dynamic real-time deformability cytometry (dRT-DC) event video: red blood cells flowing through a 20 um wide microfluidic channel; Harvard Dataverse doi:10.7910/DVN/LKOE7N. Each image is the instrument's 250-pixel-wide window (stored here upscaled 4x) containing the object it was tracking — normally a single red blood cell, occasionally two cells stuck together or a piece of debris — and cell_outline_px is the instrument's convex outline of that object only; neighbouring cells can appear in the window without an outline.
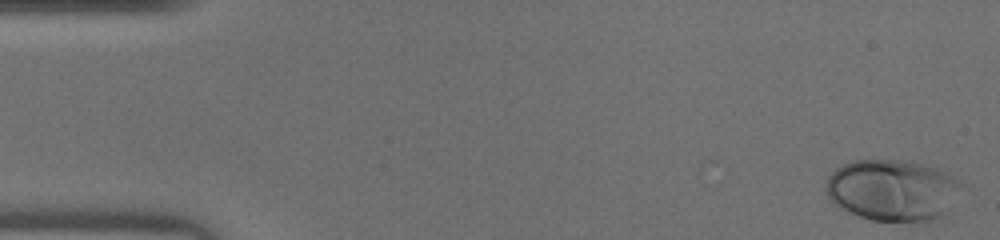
{"species": "human", "species_latin": "Homo sapiens", "temperature_condition": "warm", "stored_images_in_passage": 46, "camera_frame_rate_fps": 3000, "um_per_image_px": 0.085, "donor": {"sex": "male"}, "frame": {"image": 1, "passage_image": 1, "time_ms": 0.0, "image_size_px": [1000, 240], "cell_outline_px": [[960, 184], [944, 212], [928, 220], [872, 220], [860, 216], [840, 208], [832, 204], [824, 188], [828, 176], [836, 168], [852, 160], [896, 160], [924, 164], [936, 168], [960, 180]], "centroid_in_image_um": [75.73, 16.13], "position_along_channel_um": 9.3, "area_um2": 47.28}}
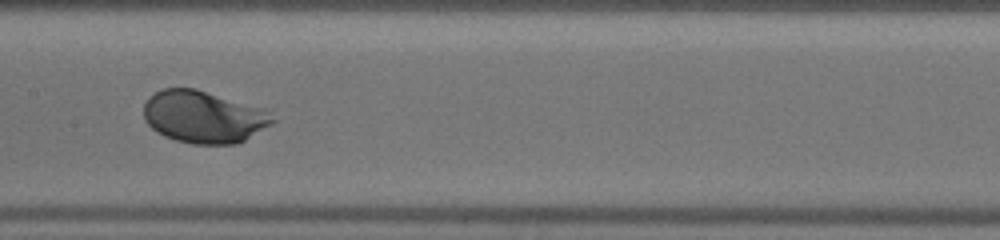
{"frame": {"image": 2, "passage_image": 23, "time_ms": 7.333, "image_size_px": [1000, 240], "cell_outline_px": [[276, 120], [244, 140], [236, 144], [192, 144], [176, 140], [164, 136], [156, 132], [144, 120], [144, 104], [148, 96], [164, 88], [196, 88], [268, 108]], "centroid_in_image_um": [17.32, 9.91], "position_along_channel_um": 190.1, "area_um2": 39.65}}
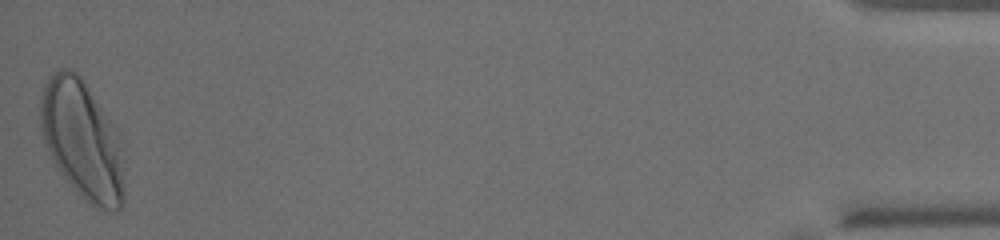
{"frame": {"image": 3, "passage_image": 46, "time_ms": 15.0, "image_size_px": [1000, 240], "cell_outline_px": [[124, 204], [116, 212], [100, 212], [88, 204], [76, 192], [60, 172], [52, 160], [44, 144], [40, 132], [40, 96], [44, 84], [48, 76], [60, 68], [68, 68], [76, 72], [84, 80], [116, 128], [124, 176]], "centroid_in_image_um": [6.97, 11.94], "position_along_channel_um": 428.2, "area_um2": 58.78}}